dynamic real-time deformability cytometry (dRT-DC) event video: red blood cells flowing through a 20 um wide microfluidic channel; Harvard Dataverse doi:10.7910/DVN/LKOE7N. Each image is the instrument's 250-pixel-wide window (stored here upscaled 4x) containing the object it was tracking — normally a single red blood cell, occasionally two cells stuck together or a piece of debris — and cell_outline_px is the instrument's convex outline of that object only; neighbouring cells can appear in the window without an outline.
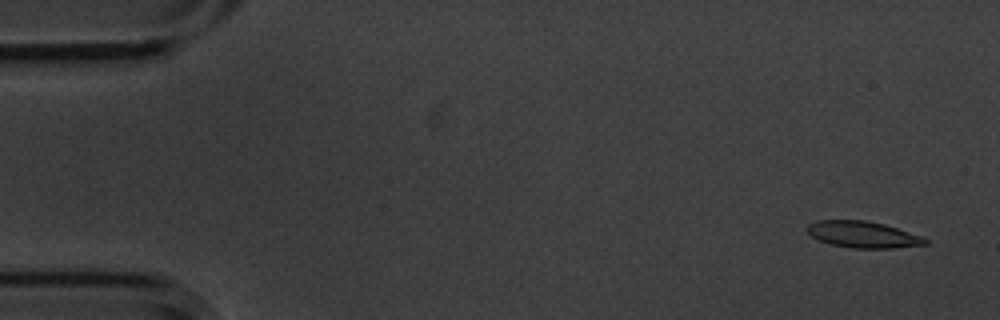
{"species": "common noctule bat (a hibernating species)", "species_latin": "Nyctalus noctula", "temperature_condition": "cold", "stored_images_in_passage": 4, "camera_frame_rate_fps": 3000, "um_per_image_px": 0.085, "animal": {"sex": "male", "body_mass_g": 20.1, "forearm_length_mm": 53.5}, "frame": {"image": 1, "passage_image": 1, "time_ms": 0.0, "image_size_px": [1000, 320], "cell_outline_px": [[928, 244], [892, 248], [852, 248], [832, 244], [820, 240], [812, 236], [804, 228], [808, 224], [816, 220], [864, 220], [884, 224], [924, 236], [928, 240]], "centroid_in_image_um": [73.36, 19.92], "position_along_channel_um": 11.6, "area_um2": 18.26}}
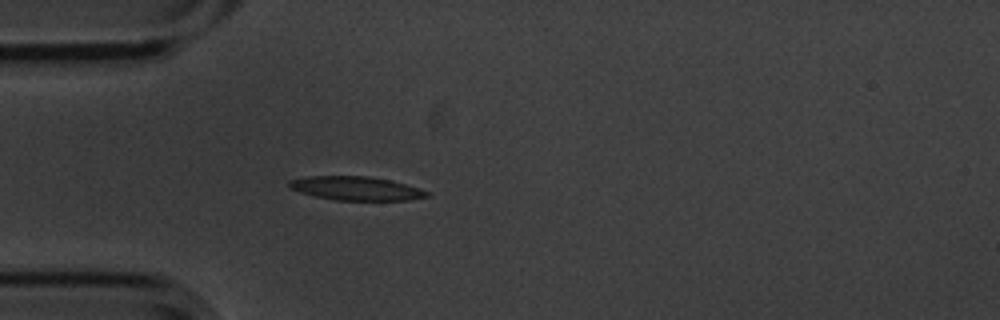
{"frame": {"image": 2, "passage_image": 4, "time_ms": 1.0, "image_size_px": [1000, 320], "cell_outline_px": [[432, 196], [408, 200], [336, 200], [316, 196], [300, 192], [288, 188], [288, 180], [308, 176], [368, 176], [388, 180], [420, 188], [428, 192]], "centroid_in_image_um": [30.25, 16.01], "position_along_channel_um": 54.8, "area_um2": 19.02}}